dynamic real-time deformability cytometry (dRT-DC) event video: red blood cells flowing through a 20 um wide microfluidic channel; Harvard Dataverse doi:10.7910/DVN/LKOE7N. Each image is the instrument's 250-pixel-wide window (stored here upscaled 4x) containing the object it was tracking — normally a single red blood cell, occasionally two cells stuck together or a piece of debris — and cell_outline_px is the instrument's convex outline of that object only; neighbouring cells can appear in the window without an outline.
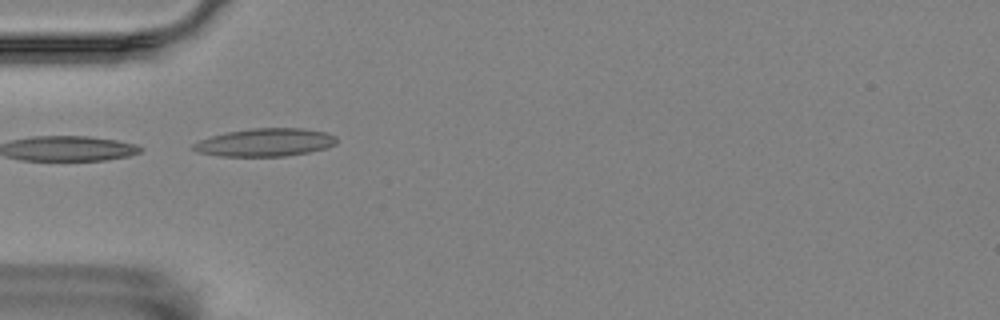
{"species": "Egyptian fruit bat (a non-hibernating species)", "species_latin": "Rousettus aegyptiacus", "temperature_condition": "room temperature", "stored_images_in_passage": 5, "camera_frame_rate_fps": 3000, "um_per_image_px": 0.085, "animal": {"sex": "female"}, "frame": {"image": 1, "passage_image": 1, "time_ms": 0.0, "image_size_px": [1000, 320], "cell_outline_px": [[336, 144], [324, 148], [308, 152], [284, 156], [220, 156], [200, 152], [192, 148], [192, 144], [200, 140], [212, 136], [228, 132], [252, 128], [300, 128], [328, 132], [336, 136]], "centroid_in_image_um": [22.57, 12.1], "position_along_channel_um": 62.4, "area_um2": 23.12}}